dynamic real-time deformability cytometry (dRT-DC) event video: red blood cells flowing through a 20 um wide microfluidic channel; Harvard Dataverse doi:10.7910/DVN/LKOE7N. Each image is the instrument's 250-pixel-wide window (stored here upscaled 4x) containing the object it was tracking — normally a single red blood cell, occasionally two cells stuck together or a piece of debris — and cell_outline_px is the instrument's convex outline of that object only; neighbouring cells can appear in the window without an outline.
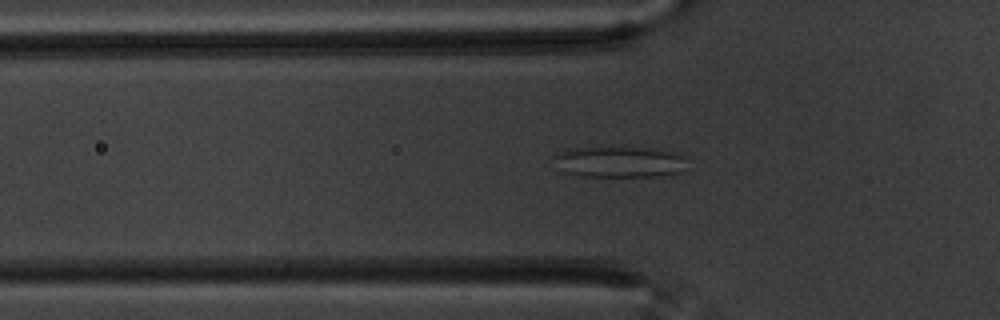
{"species": "common noctule bat (a hibernating species)", "species_latin": "Nyctalus noctula", "temperature_condition": "warm", "stored_images_in_passage": 56, "camera_frame_rate_fps": 3000, "um_per_image_px": 0.085, "animal": {"sex": "male", "body_mass_g": 20.1, "forearm_length_mm": 53.5}, "frame": {"image": 1, "passage_image": 17, "time_ms": 5.333, "image_size_px": [1000, 320], "cell_outline_px": [[688, 156], [680, 172], [672, 176], [580, 176], [564, 172], [552, 156], [556, 152], [572, 148], [644, 148], [676, 152]], "centroid_in_image_um": [52.69, 13.77], "position_along_channel_um": 73.1, "area_um2": 24.04}}
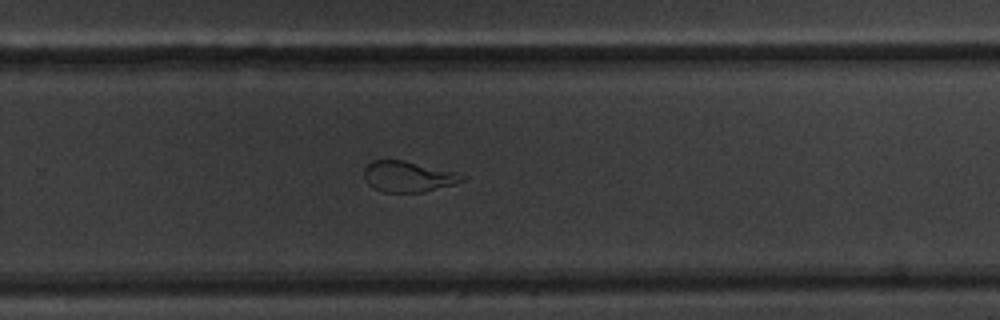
{"frame": {"image": 2, "passage_image": 36, "time_ms": 11.667, "image_size_px": [1000, 320], "cell_outline_px": [[468, 180], [456, 184], [420, 192], [384, 192], [368, 184], [364, 180], [364, 168], [372, 160], [404, 160], [456, 172], [468, 176]], "centroid_in_image_um": [34.73, 15.0], "position_along_channel_um": 295.1, "area_um2": 17.69}}
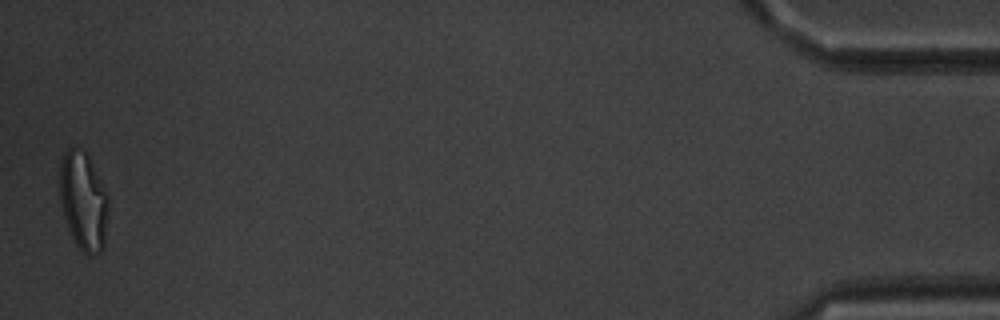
{"frame": {"image": 3, "passage_image": 55, "time_ms": 18.0, "image_size_px": [1000, 320], "cell_outline_px": [[108, 208], [104, 248], [100, 252], [92, 256], [88, 256], [76, 244], [72, 236], [60, 200], [60, 164], [64, 152], [68, 148], [72, 148], [84, 152], [88, 156], [108, 196]], "centroid_in_image_um": [7.1, 17.12], "position_along_channel_um": 428.1, "area_um2": 27.34}, "authors_computed_cell_mechanics": {"area_um2": 23.0333, "velocity_mm_per_s": 3.4932, "shape_relaxation_time_tau1_ms": null, "shape_relaxation_time_tau2_ms": 1.0525, "deformation_change_tau1": null, "deformation_change_tau2": 0.0726}}